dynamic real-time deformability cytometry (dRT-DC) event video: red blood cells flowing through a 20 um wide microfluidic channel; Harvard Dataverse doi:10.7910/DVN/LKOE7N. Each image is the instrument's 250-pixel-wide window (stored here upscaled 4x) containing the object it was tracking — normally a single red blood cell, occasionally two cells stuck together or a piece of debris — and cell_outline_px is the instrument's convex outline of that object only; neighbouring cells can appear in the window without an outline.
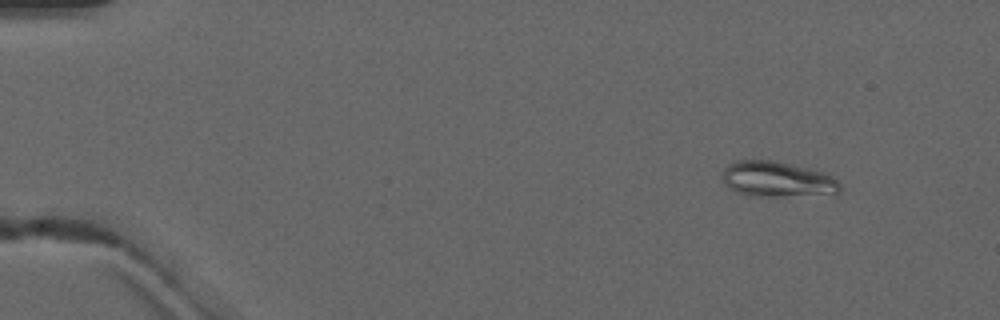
{"species": "common noctule bat (a hibernating species)", "species_latin": "Nyctalus noctula", "temperature_condition": "warm", "stored_images_in_passage": 6, "camera_frame_rate_fps": 3000, "um_per_image_px": 0.085, "animal": {"sex": "male", "forearm_length_mm": 52.5}, "frame": {"image": 1, "passage_image": 2, "time_ms": 1.0, "image_size_px": [1000, 320], "cell_outline_px": [[840, 192], [836, 196], [752, 196], [736, 192], [728, 188], [724, 184], [724, 168], [728, 164], [736, 160], [772, 160], [808, 168], [824, 172], [832, 176], [840, 184]], "centroid_in_image_um": [66.13, 15.27], "position_along_channel_um": 18.9, "area_um2": 24.8}}